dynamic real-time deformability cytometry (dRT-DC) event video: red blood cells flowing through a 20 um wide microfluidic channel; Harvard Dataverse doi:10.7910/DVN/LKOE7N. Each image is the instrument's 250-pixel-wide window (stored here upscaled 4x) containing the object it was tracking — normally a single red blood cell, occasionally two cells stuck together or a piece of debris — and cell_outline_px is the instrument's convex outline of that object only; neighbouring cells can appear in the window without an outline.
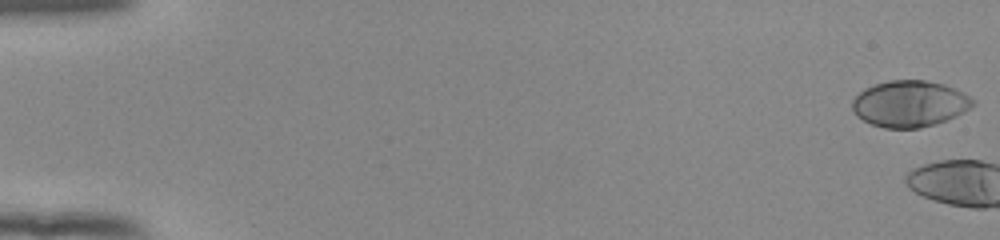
{"species": "human", "species_latin": "Homo sapiens", "temperature_condition": "room temperature", "stored_images_in_passage": 4, "camera_frame_rate_fps": 3000, "um_per_image_px": 0.085, "donor": {"sex": "female"}, "frame": {"image": 1, "passage_image": 1, "time_ms": 0.0, "image_size_px": [1000, 240], "cell_outline_px": [[976, 104], [964, 112], [956, 116], [936, 124], [920, 128], [884, 128], [872, 124], [856, 116], [852, 112], [852, 100], [864, 88], [888, 80], [924, 80], [944, 84], [964, 92], [976, 100]], "centroid_in_image_um": [77.34, 8.82], "position_along_channel_um": 7.7, "area_um2": 32.83}}